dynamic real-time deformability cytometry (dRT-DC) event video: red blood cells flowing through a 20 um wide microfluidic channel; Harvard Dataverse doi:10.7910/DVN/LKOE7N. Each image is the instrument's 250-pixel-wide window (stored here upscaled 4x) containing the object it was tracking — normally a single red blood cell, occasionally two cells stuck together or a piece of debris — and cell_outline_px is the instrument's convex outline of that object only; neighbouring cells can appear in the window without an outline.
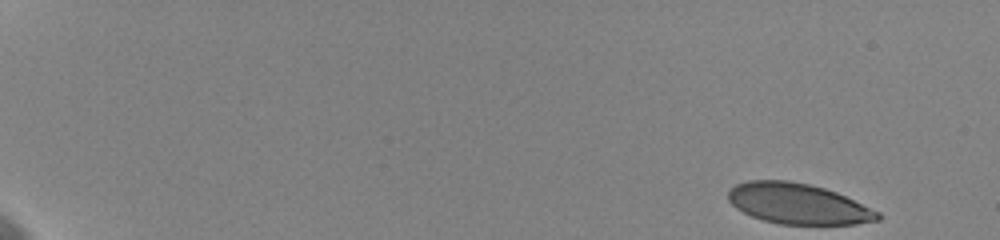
{"species": "human", "species_latin": "Homo sapiens", "temperature_condition": "cold", "stored_images_in_passage": 39, "camera_frame_rate_fps": 3000, "um_per_image_px": 0.085, "donor": {"sex": "female"}, "frame": {"image": 1, "passage_image": 1, "time_ms": 0.0, "image_size_px": [1000, 240], "cell_outline_px": [[880, 220], [856, 224], [780, 224], [764, 220], [752, 216], [736, 208], [728, 200], [728, 188], [736, 184], [748, 180], [788, 180], [808, 184], [824, 188], [836, 192], [880, 212]], "centroid_in_image_um": [67.81, 17.31], "position_along_channel_um": 17.2, "area_um2": 35.32}}
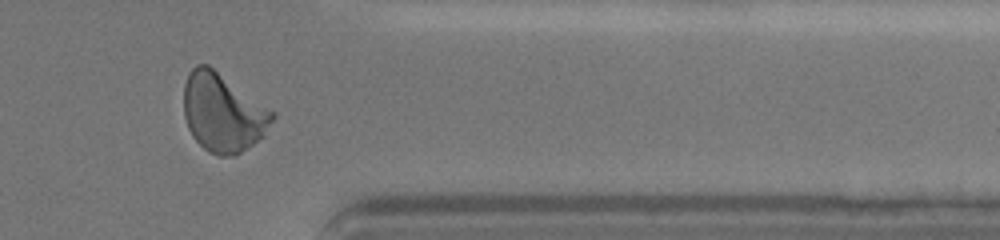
{"frame": {"image": 2, "passage_image": 33, "time_ms": 15.333, "image_size_px": [1000, 240], "cell_outline_px": [[276, 116], [264, 136], [236, 156], [216, 156], [208, 152], [192, 136], [188, 128], [184, 116], [184, 84], [188, 72], [196, 64], [208, 64], [276, 112]], "centroid_in_image_um": [18.96, 9.58], "position_along_channel_um": 392.4, "area_um2": 40.92}}
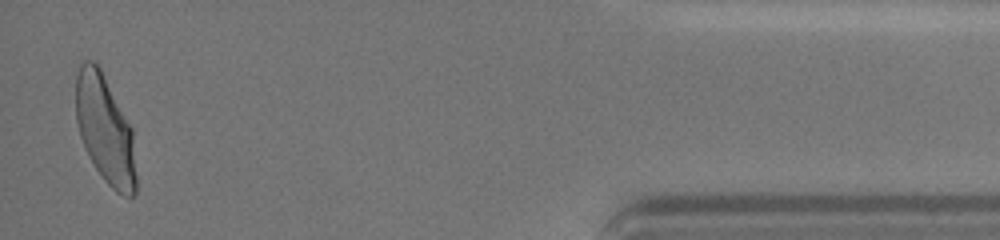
{"frame": {"image": 3, "passage_image": 39, "time_ms": 17.667, "image_size_px": [1000, 240], "cell_outline_px": [[136, 192], [132, 196], [124, 196], [116, 192], [104, 180], [88, 156], [80, 136], [76, 120], [76, 76], [80, 64], [84, 60], [92, 60], [100, 68], [132, 128], [136, 176]], "centroid_in_image_um": [8.92, 11.02], "position_along_channel_um": 426.3, "area_um2": 37.8}, "authors_computed_cell_mechanics": {"area_um2": 37.9168, "velocity_mm_per_s": 3.6182, "shape_relaxation_time_tau1_ms": 3.2819, "shape_relaxation_time_tau2_ms": null, "deformation_change_tau1": 0.1465, "deformation_change_tau2": null}}